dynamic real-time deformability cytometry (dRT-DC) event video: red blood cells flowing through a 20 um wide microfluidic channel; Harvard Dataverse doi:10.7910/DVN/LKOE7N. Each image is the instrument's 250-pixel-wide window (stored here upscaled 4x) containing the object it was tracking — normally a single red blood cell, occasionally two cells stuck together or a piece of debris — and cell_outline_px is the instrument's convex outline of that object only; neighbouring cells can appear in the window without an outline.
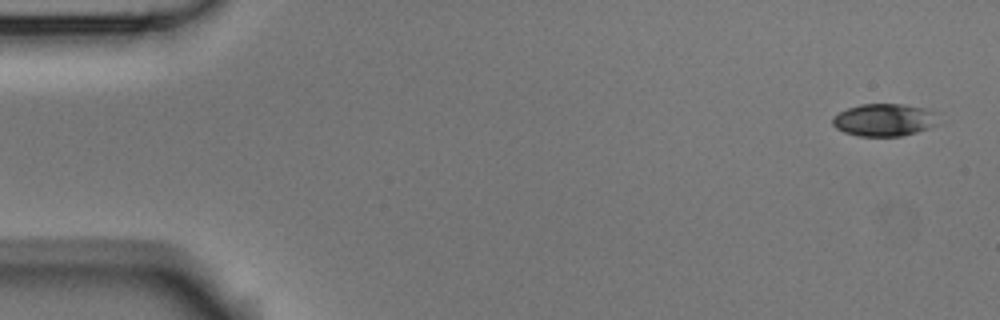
{"species": "Egyptian fruit bat (a non-hibernating species)", "species_latin": "Rousettus aegyptiacus", "temperature_condition": "room temperature", "stored_images_in_passage": 7, "camera_frame_rate_fps": 3000, "um_per_image_px": 0.085, "animal": {"sex": "male"}, "frame": {"image": 1, "passage_image": 1, "time_ms": 0.0, "image_size_px": [1000, 320], "cell_outline_px": [[944, 124], [916, 132], [900, 136], [856, 136], [844, 132], [836, 128], [832, 124], [832, 116], [848, 108], [860, 104], [904, 104], [928, 108], [940, 112]], "centroid_in_image_um": [75.3, 10.18], "position_along_channel_um": 9.7, "area_um2": 20.87}}
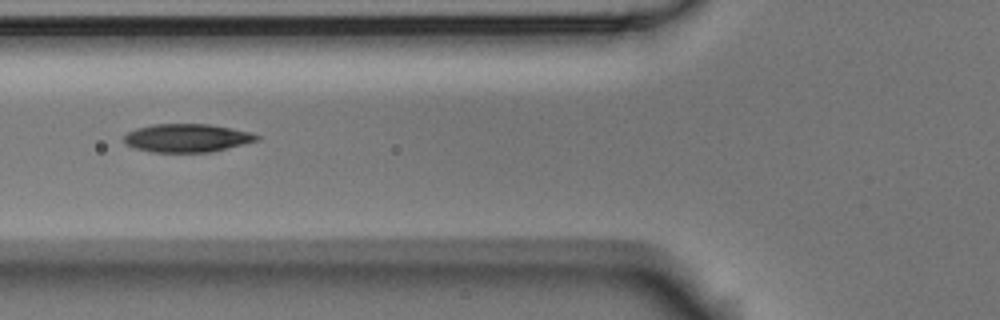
{"frame": {"image": 2, "passage_image": 6, "time_ms": 1.667, "image_size_px": [1000, 320], "cell_outline_px": [[260, 140], [212, 152], [152, 152], [136, 148], [124, 144], [124, 136], [128, 132], [136, 128], [152, 124], [208, 124], [248, 132], [260, 136]], "centroid_in_image_um": [15.87, 11.73], "position_along_channel_um": 109.9, "area_um2": 21.79}}
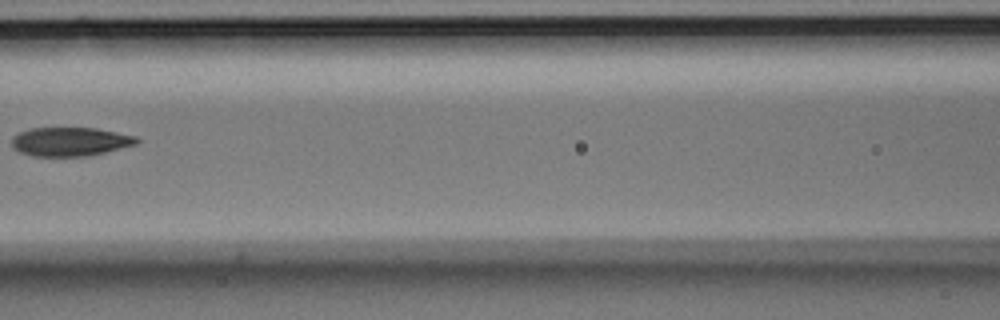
{"frame": {"image": 3, "passage_image": 7, "time_ms": 2.0, "image_size_px": [1000, 320], "cell_outline_px": [[140, 140], [136, 144], [88, 156], [32, 156], [20, 152], [12, 148], [12, 136], [20, 132], [32, 128], [96, 128], [136, 136]], "centroid_in_image_um": [5.94, 12.04], "position_along_channel_um": 160.7, "area_um2": 20.92}}